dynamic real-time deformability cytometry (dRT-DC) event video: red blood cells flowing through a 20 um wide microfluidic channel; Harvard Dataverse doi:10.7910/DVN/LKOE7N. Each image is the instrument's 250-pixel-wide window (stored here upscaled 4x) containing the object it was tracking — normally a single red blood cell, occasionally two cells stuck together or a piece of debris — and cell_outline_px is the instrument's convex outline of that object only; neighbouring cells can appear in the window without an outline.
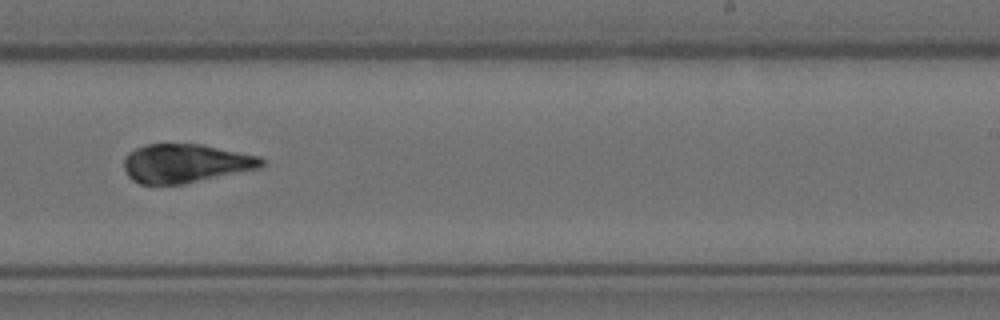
{"species": "Egyptian fruit bat (a non-hibernating species)", "species_latin": "Rousettus aegyptiacus", "temperature_condition": "room temperature", "stored_images_in_passage": 15, "camera_frame_rate_fps": 3000, "um_per_image_px": 0.085, "animal": {"sex": "female"}, "frame": {"image": 1, "passage_image": 9, "time_ms": 2.667, "image_size_px": [1000, 320], "cell_outline_px": [[264, 164], [260, 168], [184, 184], [140, 184], [132, 180], [128, 176], [124, 168], [124, 160], [128, 152], [136, 148], [148, 144], [200, 144], [260, 156], [264, 160]], "centroid_in_image_um": [15.76, 13.89], "position_along_channel_um": 273.2, "area_um2": 31.04}}
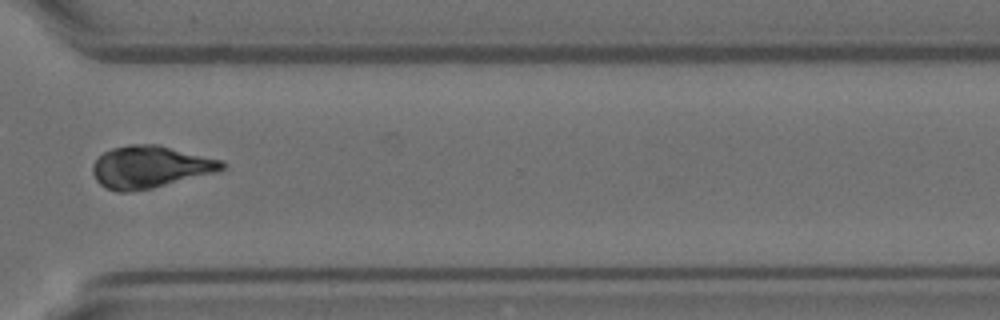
{"frame": {"image": 2, "passage_image": 11, "time_ms": 3.333, "image_size_px": [1000, 320], "cell_outline_px": [[228, 164], [224, 168], [216, 172], [152, 188], [128, 192], [116, 192], [104, 188], [96, 180], [92, 172], [92, 164], [104, 152], [112, 148], [128, 144], [160, 144], [224, 160]], "centroid_in_image_um": [12.77, 14.18], "position_along_channel_um": 357.8, "area_um2": 32.14}}
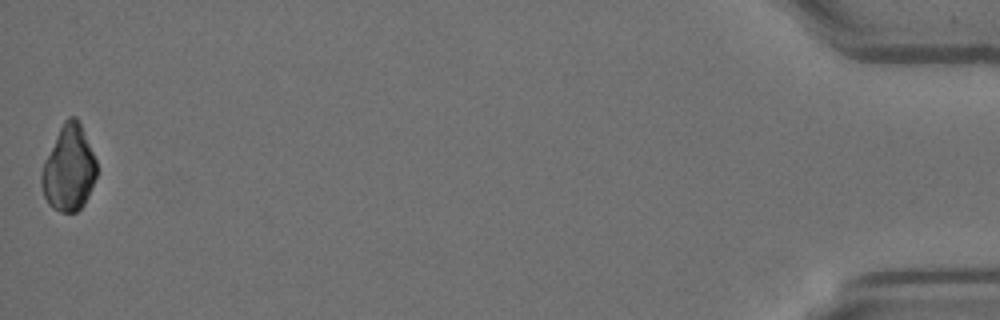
{"frame": {"image": 3, "passage_image": 15, "time_ms": 4.667, "image_size_px": [1000, 320], "cell_outline_px": [[96, 176], [88, 196], [84, 204], [76, 212], [60, 212], [52, 208], [48, 204], [44, 196], [40, 184], [40, 176], [44, 160], [64, 120], [68, 116], [76, 116], [80, 124], [96, 160]], "centroid_in_image_um": [5.82, 14.34], "position_along_channel_um": 429.4, "area_um2": 27.34}}